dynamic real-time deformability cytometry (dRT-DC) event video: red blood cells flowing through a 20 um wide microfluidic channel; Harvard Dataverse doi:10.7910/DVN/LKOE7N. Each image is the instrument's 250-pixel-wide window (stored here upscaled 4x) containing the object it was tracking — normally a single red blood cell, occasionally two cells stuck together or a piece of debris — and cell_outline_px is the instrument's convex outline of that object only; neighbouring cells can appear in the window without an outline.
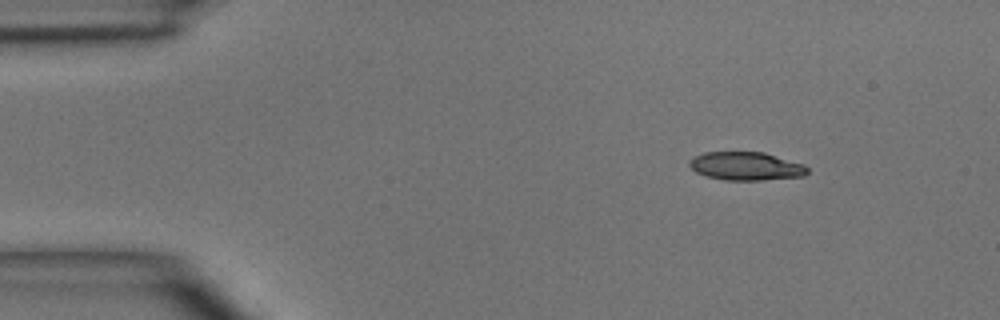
{"species": "common noctule bat (a hibernating species)", "species_latin": "Nyctalus noctula", "temperature_condition": "room temperature", "stored_images_in_passage": 3, "camera_frame_rate_fps": 3000, "um_per_image_px": 0.085, "animal": {"sex": "male", "body_mass_g": 15.6}, "frame": {"image": 1, "passage_image": 1, "time_ms": 0.0, "image_size_px": [1000, 320], "cell_outline_px": [[808, 172], [804, 176], [760, 180], [724, 180], [708, 176], [696, 172], [688, 164], [688, 160], [692, 156], [704, 152], [764, 152], [804, 164], [808, 168]], "centroid_in_image_um": [63.39, 14.11], "position_along_channel_um": 21.6, "area_um2": 19.54}}
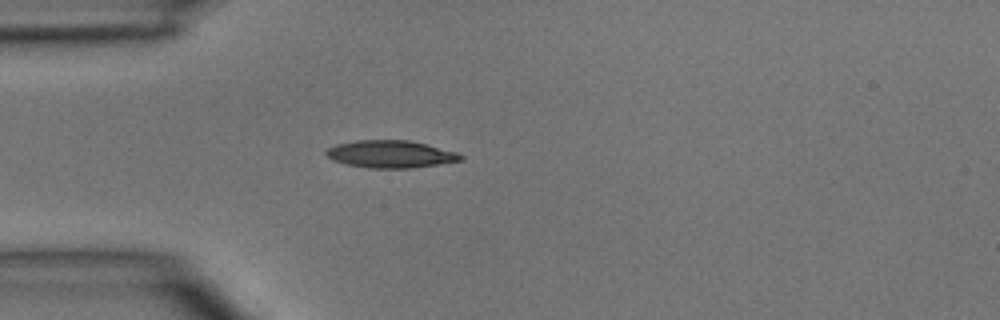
{"frame": {"image": 2, "passage_image": 3, "time_ms": 2.333, "image_size_px": [1000, 320], "cell_outline_px": [[464, 156], [460, 160], [412, 168], [368, 168], [348, 164], [332, 160], [324, 152], [328, 148], [336, 144], [356, 140], [408, 140], [456, 152]], "centroid_in_image_um": [33.14, 13.1], "position_along_channel_um": 51.9, "area_um2": 21.15}}